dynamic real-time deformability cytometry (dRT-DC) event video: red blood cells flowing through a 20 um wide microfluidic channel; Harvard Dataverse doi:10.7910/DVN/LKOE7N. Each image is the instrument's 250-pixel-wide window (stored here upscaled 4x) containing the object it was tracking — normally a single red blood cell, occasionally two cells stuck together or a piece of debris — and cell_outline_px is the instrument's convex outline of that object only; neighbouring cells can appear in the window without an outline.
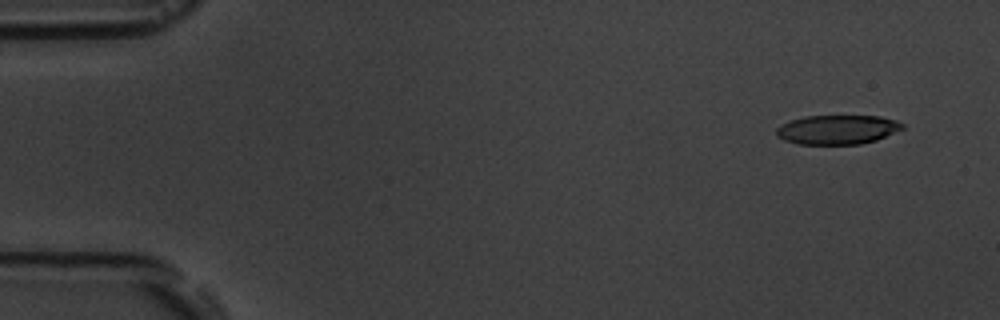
{"species": "common noctule bat (a hibernating species)", "species_latin": "Nyctalus noctula", "temperature_condition": "room temperature", "stored_images_in_passage": 6, "camera_frame_rate_fps": 3000, "um_per_image_px": 0.085, "animal": {"sex": "male", "body_mass_g": 19.5, "forearm_length_mm": 54.6}, "frame": {"image": 1, "passage_image": 2, "time_ms": 1.0, "image_size_px": [1000, 320], "cell_outline_px": [[904, 128], [876, 140], [860, 144], [796, 144], [784, 140], [776, 136], [776, 128], [780, 124], [804, 116], [880, 116], [896, 120], [904, 124]], "centroid_in_image_um": [71.15, 11.02], "position_along_channel_um": 13.8, "area_um2": 21.56}}
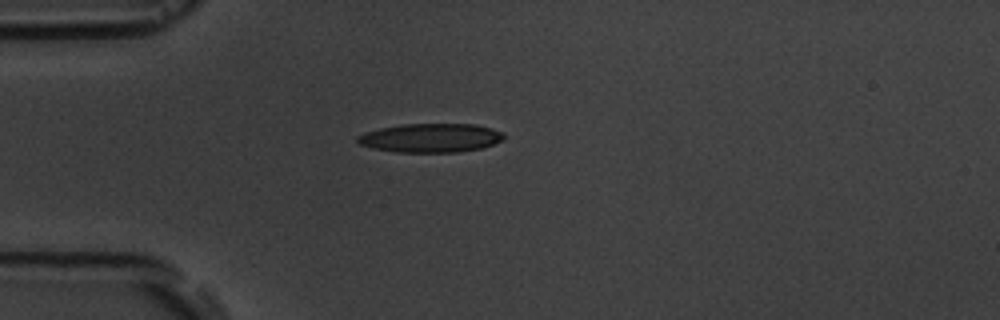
{"frame": {"image": 2, "passage_image": 5, "time_ms": 4.667, "image_size_px": [1000, 320], "cell_outline_px": [[504, 140], [480, 148], [456, 152], [396, 152], [372, 148], [360, 144], [356, 140], [356, 136], [364, 132], [380, 128], [404, 124], [476, 124], [492, 128], [504, 132]], "centroid_in_image_um": [36.6, 11.71], "position_along_channel_um": 48.4, "area_um2": 24.68}}